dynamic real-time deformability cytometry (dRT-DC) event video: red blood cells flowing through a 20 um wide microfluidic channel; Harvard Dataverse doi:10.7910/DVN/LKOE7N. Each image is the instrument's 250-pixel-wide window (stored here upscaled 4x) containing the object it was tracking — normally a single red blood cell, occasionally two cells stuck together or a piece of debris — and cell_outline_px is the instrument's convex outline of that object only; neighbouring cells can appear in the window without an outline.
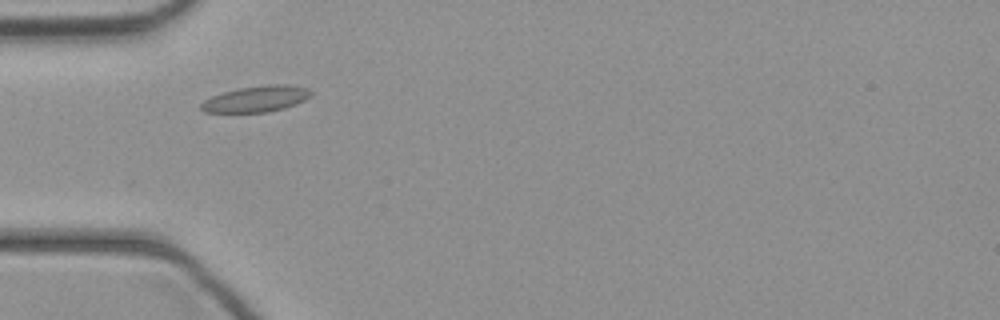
{"species": "common noctule bat (a hibernating species)", "species_latin": "Nyctalus noctula", "temperature_condition": "cold", "stored_images_in_passage": 38, "camera_frame_rate_fps": 3000, "um_per_image_px": 0.085, "animal": {"sex": "female", "body_mass_g": 21.9}, "frame": {"image": 1, "passage_image": 7, "time_ms": 2.0, "image_size_px": [1000, 320], "cell_outline_px": [[312, 96], [296, 104], [284, 108], [268, 112], [204, 112], [200, 108], [200, 104], [204, 100], [212, 96], [224, 92], [240, 88], [264, 84], [288, 84], [308, 88], [312, 92]], "centroid_in_image_um": [21.81, 8.4], "position_along_channel_um": 63.2, "area_um2": 16.76}}
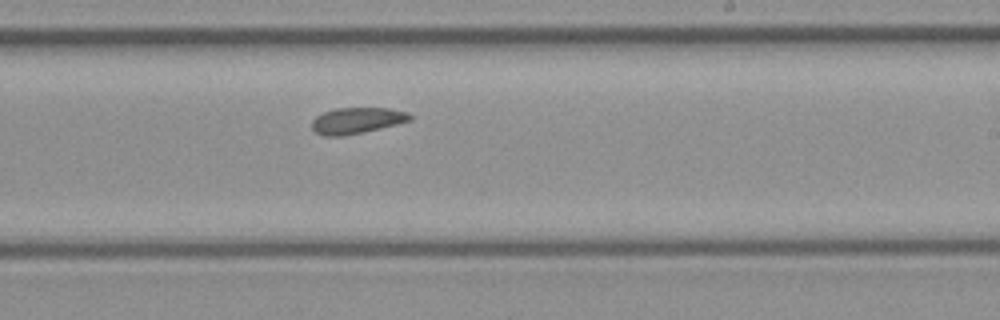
{"frame": {"image": 2, "passage_image": 20, "time_ms": 6.333, "image_size_px": [1000, 320], "cell_outline_px": [[412, 120], [396, 124], [344, 136], [324, 136], [316, 132], [312, 128], [312, 120], [316, 116], [324, 112], [336, 108], [388, 108], [408, 112], [412, 116]], "centroid_in_image_um": [30.32, 10.24], "position_along_channel_um": 258.7, "area_um2": 14.8}}
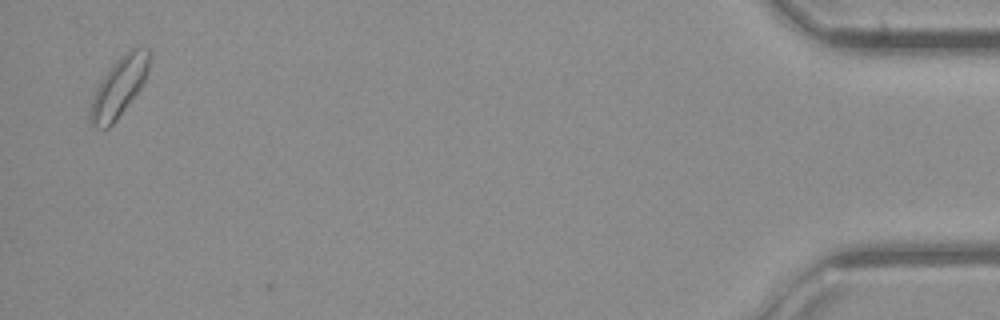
{"frame": {"image": 3, "passage_image": 37, "time_ms": 12.0, "image_size_px": [1000, 320], "cell_outline_px": [[152, 56], [144, 80], [140, 88], [116, 120], [108, 128], [92, 128], [88, 124], [88, 116], [92, 96], [100, 80], [112, 64], [124, 52], [132, 48], [148, 48], [152, 52]], "centroid_in_image_um": [10.08, 7.4], "position_along_channel_um": 425.1, "area_um2": 20.69}}